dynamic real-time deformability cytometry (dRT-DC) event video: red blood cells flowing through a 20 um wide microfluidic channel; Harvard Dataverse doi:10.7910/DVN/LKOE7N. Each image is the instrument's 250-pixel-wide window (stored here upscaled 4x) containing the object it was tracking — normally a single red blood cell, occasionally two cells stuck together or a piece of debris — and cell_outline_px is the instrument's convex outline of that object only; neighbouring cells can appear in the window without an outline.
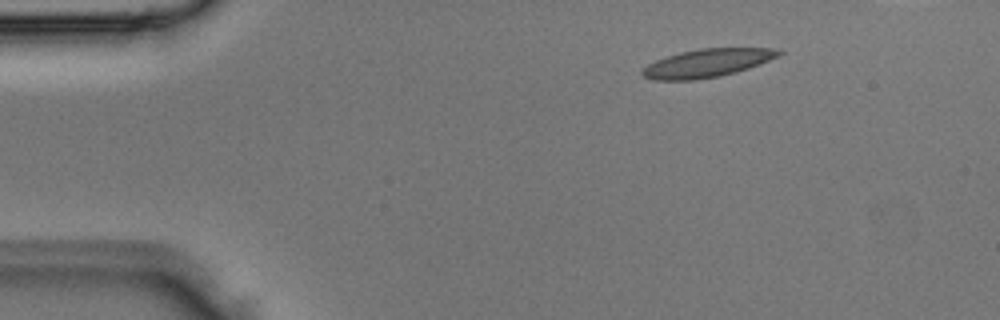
{"species": "Egyptian fruit bat (a non-hibernating species)", "species_latin": "Rousettus aegyptiacus", "temperature_condition": "room temperature", "stored_images_in_passage": 4, "camera_frame_rate_fps": 3000, "um_per_image_px": 0.085, "animal": {"sex": "male"}, "frame": {"image": 1, "passage_image": 4, "time_ms": 1.0, "image_size_px": [1000, 320], "cell_outline_px": [[784, 52], [768, 60], [748, 68], [736, 72], [720, 76], [692, 80], [652, 80], [644, 76], [640, 72], [648, 64], [656, 60], [680, 52], [700, 48], [780, 48]], "centroid_in_image_um": [60.1, 5.36], "position_along_channel_um": 24.9, "area_um2": 22.25}}